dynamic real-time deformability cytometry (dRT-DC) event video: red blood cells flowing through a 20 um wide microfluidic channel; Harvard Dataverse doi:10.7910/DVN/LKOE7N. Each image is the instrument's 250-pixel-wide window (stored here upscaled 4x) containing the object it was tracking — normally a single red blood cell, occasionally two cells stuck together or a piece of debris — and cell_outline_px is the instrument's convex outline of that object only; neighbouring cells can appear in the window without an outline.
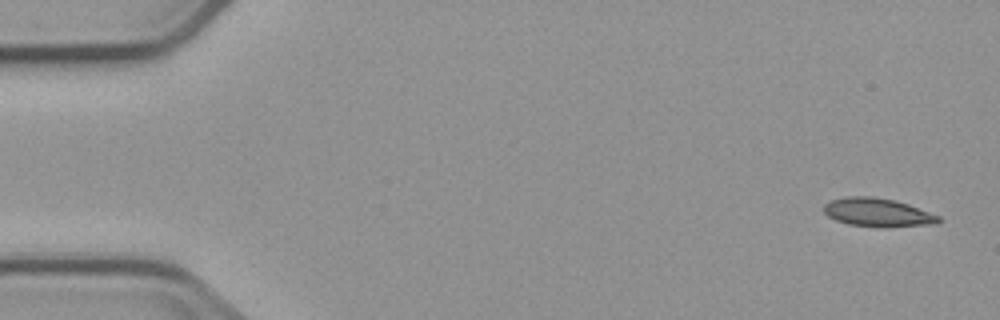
{"species": "common noctule bat (a hibernating species)", "species_latin": "Nyctalus noctula", "temperature_condition": "cold", "stored_images_in_passage": 5, "camera_frame_rate_fps": 3000, "um_per_image_px": 0.085, "animal": {"sex": "male", "body_mass_g": 23.1, "forearm_length_mm": 52.7}, "frame": {"image": 1, "passage_image": 1, "time_ms": 0.0, "image_size_px": [1000, 320], "cell_outline_px": [[940, 220], [936, 224], [848, 224], [836, 220], [828, 216], [824, 212], [824, 204], [832, 200], [848, 196], [872, 196], [896, 200], [908, 204], [940, 216]], "centroid_in_image_um": [74.55, 17.99], "position_along_channel_um": 10.5, "area_um2": 17.92}}
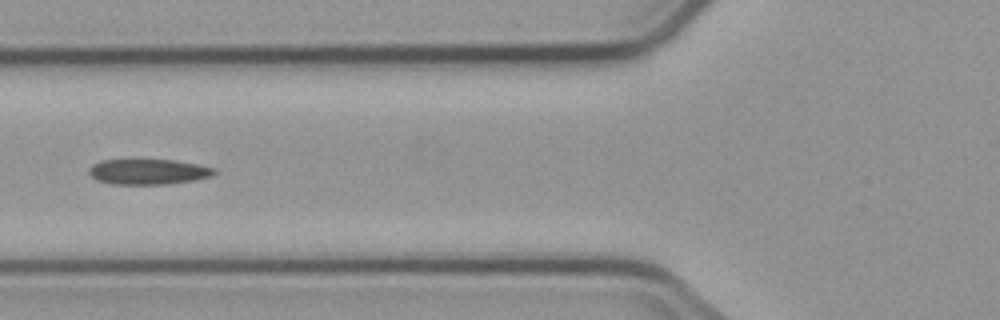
{"frame": {"image": 2, "passage_image": 5, "time_ms": 6.333, "image_size_px": [1000, 320], "cell_outline_px": [[216, 172], [212, 176], [192, 180], [168, 184], [112, 184], [96, 180], [88, 172], [88, 168], [92, 164], [100, 160], [176, 160], [216, 168]], "centroid_in_image_um": [12.58, 14.59], "position_along_channel_um": 113.2, "area_um2": 18.55}}